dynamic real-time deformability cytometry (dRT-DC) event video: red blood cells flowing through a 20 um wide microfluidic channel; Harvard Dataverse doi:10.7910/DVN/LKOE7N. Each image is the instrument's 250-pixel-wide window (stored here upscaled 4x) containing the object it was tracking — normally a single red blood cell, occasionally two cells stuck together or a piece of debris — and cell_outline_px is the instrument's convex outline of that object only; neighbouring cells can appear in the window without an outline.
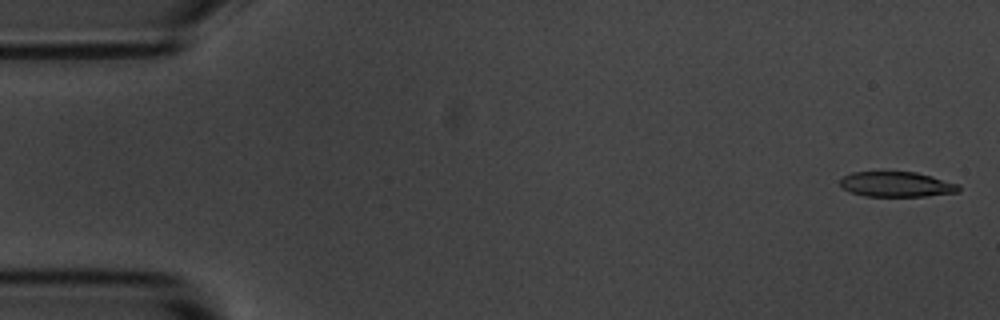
{"species": "common noctule bat (a hibernating species)", "species_latin": "Nyctalus noctula", "temperature_condition": "room temperature", "stored_images_in_passage": 4, "camera_frame_rate_fps": 3000, "um_per_image_px": 0.085, "animal": {"sex": "male", "body_mass_g": 20.1, "forearm_length_mm": 53.5}, "frame": {"image": 1, "passage_image": 1, "time_ms": 0.0, "image_size_px": [1000, 320], "cell_outline_px": [[960, 192], [924, 196], [864, 196], [848, 192], [840, 184], [840, 180], [844, 176], [852, 172], [916, 172], [932, 176], [960, 184]], "centroid_in_image_um": [76.23, 15.67], "position_along_channel_um": 8.8, "area_um2": 17.46}}
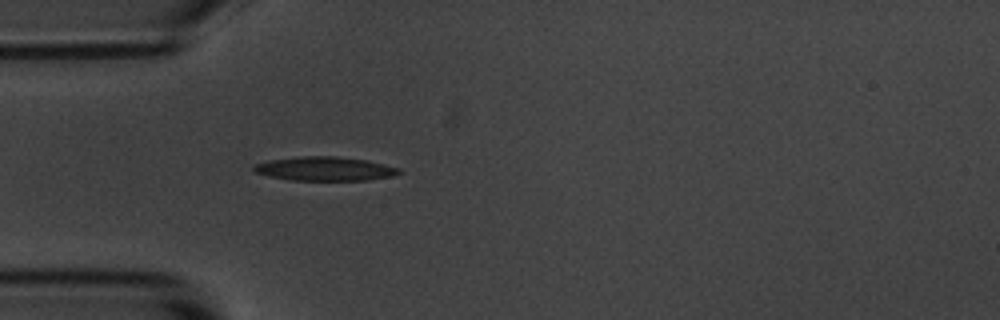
{"frame": {"image": 2, "passage_image": 4, "time_ms": 4.667, "image_size_px": [1000, 320], "cell_outline_px": [[400, 172], [392, 176], [364, 180], [288, 180], [268, 176], [256, 172], [252, 168], [256, 164], [268, 160], [296, 156], [336, 156], [368, 160], [400, 168]], "centroid_in_image_um": [27.58, 14.33], "position_along_channel_um": 57.4, "area_um2": 20.29}}